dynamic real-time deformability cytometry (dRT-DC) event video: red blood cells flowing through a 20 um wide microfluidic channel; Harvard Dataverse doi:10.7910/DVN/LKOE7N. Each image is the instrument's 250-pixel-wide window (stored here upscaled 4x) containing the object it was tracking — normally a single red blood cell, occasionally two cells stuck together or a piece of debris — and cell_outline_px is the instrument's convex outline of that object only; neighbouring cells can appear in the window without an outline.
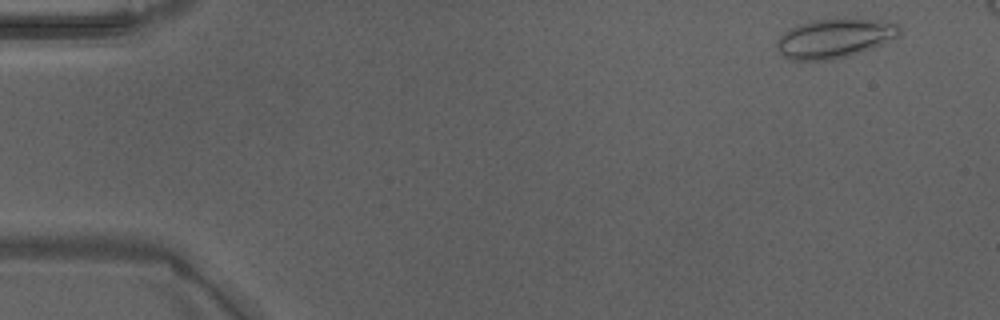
{"species": "Egyptian fruit bat (a non-hibernating species)", "species_latin": "Rousettus aegyptiacus", "temperature_condition": "warm", "stored_images_in_passage": 14, "camera_frame_rate_fps": 3000, "um_per_image_px": 0.085, "animal": {"sex": "male"}, "frame": {"image": 1, "passage_image": 3, "time_ms": 0.667, "image_size_px": [1000, 320], "cell_outline_px": [[900, 36], [872, 48], [848, 56], [832, 60], [792, 60], [784, 56], [780, 52], [776, 44], [780, 36], [784, 32], [796, 24], [812, 20], [844, 16], [896, 20], [900, 24]], "centroid_in_image_um": [71.04, 3.19], "position_along_channel_um": 14.0, "area_um2": 29.19}}